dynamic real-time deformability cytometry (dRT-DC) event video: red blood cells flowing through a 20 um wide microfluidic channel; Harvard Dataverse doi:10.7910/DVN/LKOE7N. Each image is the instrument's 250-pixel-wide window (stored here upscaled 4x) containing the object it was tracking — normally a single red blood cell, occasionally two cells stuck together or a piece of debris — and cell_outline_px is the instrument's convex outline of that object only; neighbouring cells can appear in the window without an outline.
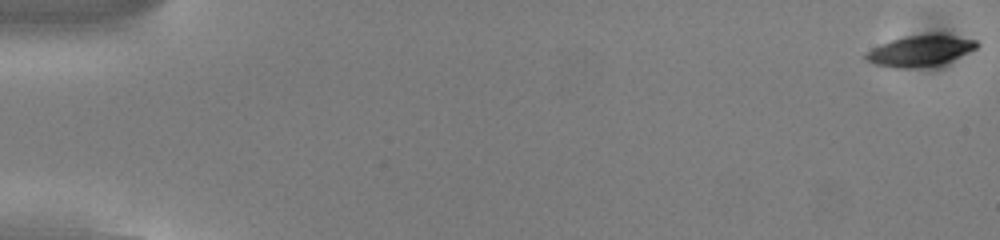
{"species": "common noctule bat (a hibernating species)", "species_latin": "Nyctalus noctula", "temperature_condition": "cold", "stored_images_in_passage": 52, "camera_frame_rate_fps": 3000, "um_per_image_px": 0.085, "animal": {"sex": "male", "body_mass_g": 13.0, "forearm_length_mm": 53.1}, "frame": {"image": 1, "passage_image": 1, "time_ms": 0.0, "image_size_px": [1000, 240], "cell_outline_px": [[980, 44], [976, 48], [940, 64], [916, 68], [896, 68], [876, 64], [868, 60], [864, 56], [872, 48], [880, 44], [904, 36], [952, 36], [976, 40]], "centroid_in_image_um": [78.17, 4.34], "position_along_channel_um": 6.8, "area_um2": 19.07}}
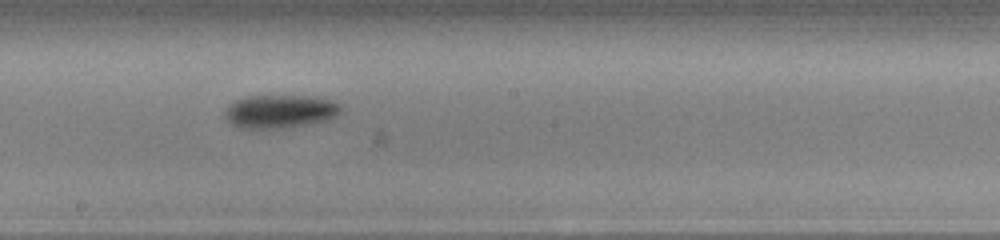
{"frame": {"image": 2, "passage_image": 31, "time_ms": 10.0, "image_size_px": [1000, 240], "cell_outline_px": [[344, 112], [328, 120], [308, 124], [284, 128], [236, 128], [224, 116], [224, 112], [236, 100], [248, 96], [320, 96], [332, 100], [340, 104]], "centroid_in_image_um": [23.88, 9.47], "position_along_channel_um": 224.3, "area_um2": 22.72}}
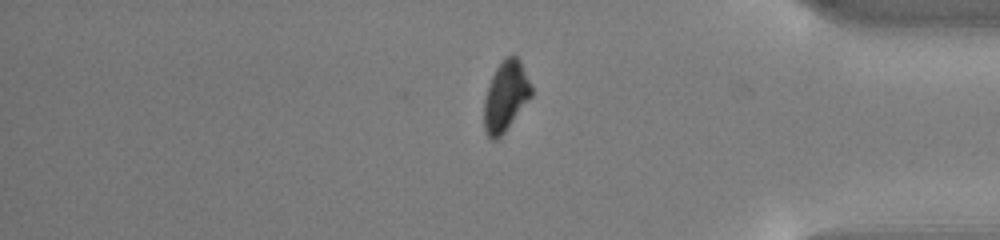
{"frame": {"image": 3, "passage_image": 46, "time_ms": 15.0, "image_size_px": [1000, 240], "cell_outline_px": [[532, 96], [504, 132], [496, 140], [492, 140], [488, 136], [484, 128], [484, 100], [488, 84], [496, 68], [504, 56], [516, 56], [520, 60], [532, 88]], "centroid_in_image_um": [42.97, 8.17], "position_along_channel_um": 392.2, "area_um2": 19.19}, "authors_computed_cell_mechanics": {"area_um2": 20.5479, "velocity_mm_per_s": 3.7971, "shape_relaxation_time_tau1_ms": 1.5161, "shape_relaxation_time_tau2_ms": null, "deformation_change_tau1": 0.1339, "deformation_change_tau2": null}}